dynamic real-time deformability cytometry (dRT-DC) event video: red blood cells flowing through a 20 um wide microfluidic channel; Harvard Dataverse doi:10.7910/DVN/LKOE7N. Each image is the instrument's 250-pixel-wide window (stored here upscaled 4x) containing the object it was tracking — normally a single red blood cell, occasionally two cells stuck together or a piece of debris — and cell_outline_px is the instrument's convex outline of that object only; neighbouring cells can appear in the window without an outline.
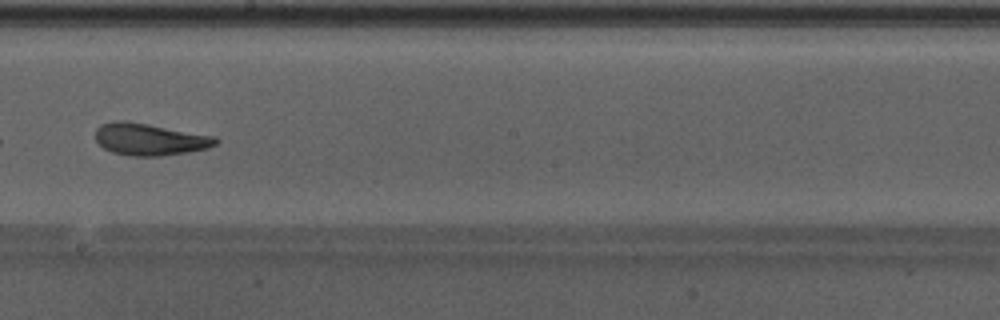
{"species": "Egyptian fruit bat (a non-hibernating species)", "species_latin": "Rousettus aegyptiacus", "temperature_condition": "warm", "stored_images_in_passage": 48, "camera_frame_rate_fps": 3000, "um_per_image_px": 0.085, "animal": {"sex": "male"}, "frame": {"image": 1, "passage_image": 28, "time_ms": 9.0, "image_size_px": [1000, 320], "cell_outline_px": [[220, 140], [216, 144], [208, 148], [188, 152], [160, 156], [132, 156], [112, 152], [104, 148], [96, 140], [96, 128], [100, 124], [112, 120], [124, 120], [148, 124], [216, 136]], "centroid_in_image_um": [12.73, 11.83], "position_along_channel_um": 235.5, "area_um2": 22.54}, "authors_computed_cell_mechanics": {"area_um2": 23.0622, "velocity_mm_per_s": 4.2422, "shape_relaxation_time_tau1_ms": 4.4791, "shape_relaxation_time_tau2_ms": 1.4618, "deformation_change_tau1": 0.159, "deformation_change_tau2": 0.0783}}